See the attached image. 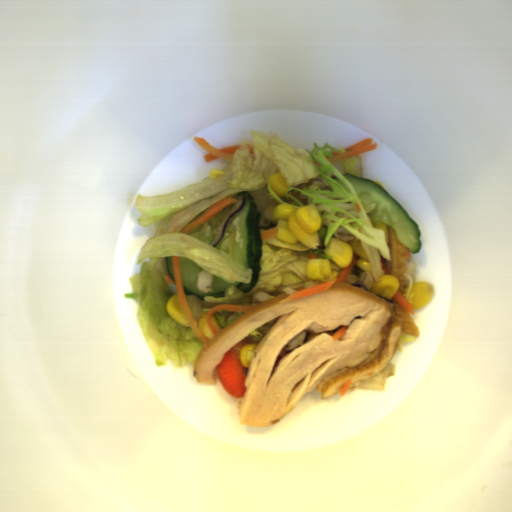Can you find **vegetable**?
<instances>
[{
    "label": "vegetable",
    "instance_id": "vegetable-2",
    "mask_svg": "<svg viewBox=\"0 0 512 512\" xmlns=\"http://www.w3.org/2000/svg\"><path fill=\"white\" fill-rule=\"evenodd\" d=\"M388 376H396V365L388 362L386 367L377 375L362 380L356 388L360 389H373V390H385V383Z\"/></svg>",
    "mask_w": 512,
    "mask_h": 512
},
{
    "label": "vegetable",
    "instance_id": "vegetable-3",
    "mask_svg": "<svg viewBox=\"0 0 512 512\" xmlns=\"http://www.w3.org/2000/svg\"><path fill=\"white\" fill-rule=\"evenodd\" d=\"M416 267H417V265L413 261H409L408 263L405 264L404 277H406L408 279V283H407L406 287L403 288V291L401 293H402L404 299L406 301H408L410 303V305L413 301V297H412V295H409V294H410V291L412 289V285L414 282L412 275L415 273Z\"/></svg>",
    "mask_w": 512,
    "mask_h": 512
},
{
    "label": "vegetable",
    "instance_id": "vegetable-6",
    "mask_svg": "<svg viewBox=\"0 0 512 512\" xmlns=\"http://www.w3.org/2000/svg\"><path fill=\"white\" fill-rule=\"evenodd\" d=\"M227 312H228V310H223V313H222V314H218L217 312H216V313H214V314H215V316L218 318L220 325H221L223 328H225V327L229 326V325H230V324H231L235 319H237L238 317H240L241 315H243L244 313H246V312H236V311H235V312H234L233 317H232V318H230L229 320H227V321L225 322V320H226V316H227Z\"/></svg>",
    "mask_w": 512,
    "mask_h": 512
},
{
    "label": "vegetable",
    "instance_id": "vegetable-4",
    "mask_svg": "<svg viewBox=\"0 0 512 512\" xmlns=\"http://www.w3.org/2000/svg\"><path fill=\"white\" fill-rule=\"evenodd\" d=\"M279 317L274 318L273 320L267 322L263 326L255 329L251 333H249L247 336L250 340L254 342H258L262 340L263 336L272 328V326L278 322Z\"/></svg>",
    "mask_w": 512,
    "mask_h": 512
},
{
    "label": "vegetable",
    "instance_id": "vegetable-5",
    "mask_svg": "<svg viewBox=\"0 0 512 512\" xmlns=\"http://www.w3.org/2000/svg\"><path fill=\"white\" fill-rule=\"evenodd\" d=\"M359 159H360V156H357L354 161H353V159H348V158L339 160L340 164L344 167L345 174L349 173L356 177L359 176L360 172L356 171V164L358 163Z\"/></svg>",
    "mask_w": 512,
    "mask_h": 512
},
{
    "label": "vegetable",
    "instance_id": "vegetable-7",
    "mask_svg": "<svg viewBox=\"0 0 512 512\" xmlns=\"http://www.w3.org/2000/svg\"><path fill=\"white\" fill-rule=\"evenodd\" d=\"M415 341H417V338H416V336L414 334H410V333L404 332L402 330V332L400 334V337L398 339V342H397L396 349L398 351L402 352V343H405V342H415Z\"/></svg>",
    "mask_w": 512,
    "mask_h": 512
},
{
    "label": "vegetable",
    "instance_id": "vegetable-8",
    "mask_svg": "<svg viewBox=\"0 0 512 512\" xmlns=\"http://www.w3.org/2000/svg\"><path fill=\"white\" fill-rule=\"evenodd\" d=\"M199 319H200V318H199ZM199 319H195V318H194V320H195L196 324L198 323Z\"/></svg>",
    "mask_w": 512,
    "mask_h": 512
},
{
    "label": "vegetable",
    "instance_id": "vegetable-1",
    "mask_svg": "<svg viewBox=\"0 0 512 512\" xmlns=\"http://www.w3.org/2000/svg\"><path fill=\"white\" fill-rule=\"evenodd\" d=\"M345 148L327 143L311 150L294 147L275 132L250 130L231 162L222 170L224 175L207 177L186 188L160 195H137L135 205L140 213L137 222L151 229L152 236L142 245L136 265L139 273L129 277L131 291L125 299L137 304V321L143 338L155 357L157 367L174 369L186 364L195 367L204 346L191 327L177 323L167 312L168 300L177 293L175 284L166 281V257H187L214 277L230 284L251 283L254 269L245 268L230 259L223 250L201 239L182 233V229L201 217L209 207L223 199L249 192L260 213V233L278 228L271 216L279 204L300 209L314 204L322 225L318 230L320 246L309 249L301 243L287 244L277 237L261 240V271L254 288L248 292L229 286L224 297L204 296L202 314L217 304L260 305L284 293L289 296L301 289L313 288L324 281L308 279L309 259H332L324 254L337 228H345L366 250L376 282L385 274L381 260L392 261L384 230L372 223L355 189L342 176L333 159L334 152L344 154ZM282 173L290 186L285 197L277 196L267 183L273 173ZM337 239V238H336Z\"/></svg>",
    "mask_w": 512,
    "mask_h": 512
}]
</instances>
